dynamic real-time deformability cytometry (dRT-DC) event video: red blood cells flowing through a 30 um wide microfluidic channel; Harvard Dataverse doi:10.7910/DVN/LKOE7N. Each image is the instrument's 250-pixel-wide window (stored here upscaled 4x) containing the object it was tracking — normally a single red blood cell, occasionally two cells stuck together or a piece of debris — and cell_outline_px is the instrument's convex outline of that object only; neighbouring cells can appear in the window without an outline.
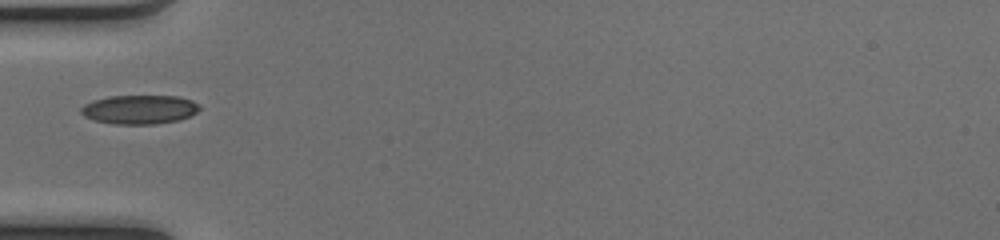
{"species": "common noctule bat (a hibernating species)", "species_latin": "Nyctalus noctula", "temperature_condition": "cold", "stored_images_in_passage": 34, "camera_frame_rate_fps": 3000, "um_per_image_px": 0.085, "animal": {"sex": "female", "body_mass_g": 17.0, "forearm_length_mm": 48.0}, "frame": {"image": 1, "passage_image": 1, "time_ms": 0.0, "image_size_px": [1000, 240], "cell_outline_px": [[200, 108], [196, 112], [180, 120], [156, 124], [112, 124], [96, 120], [84, 116], [80, 112], [80, 108], [84, 104], [92, 100], [108, 96], [180, 96], [192, 100], [200, 104]], "centroid_in_image_um": [11.85, 9.3], "position_along_channel_um": 73.1, "area_um2": 20.17}}
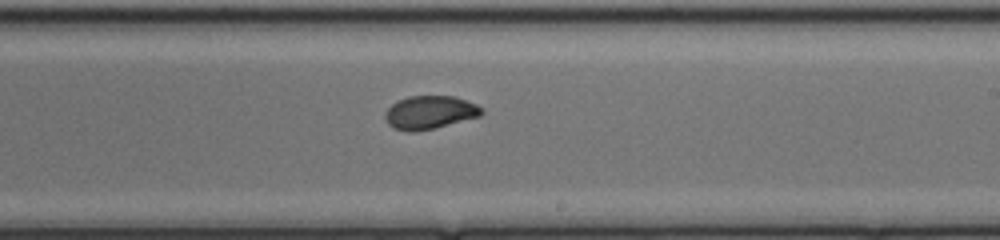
{"frame": {"image": 2, "passage_image": 14, "time_ms": 4.333, "image_size_px": [1000, 240], "cell_outline_px": [[484, 112], [480, 116], [416, 132], [408, 132], [392, 128], [388, 124], [384, 116], [384, 112], [392, 104], [408, 96], [456, 96], [476, 104], [484, 108]], "centroid_in_image_um": [36.52, 9.55], "position_along_channel_um": 252.5, "area_um2": 18.73}}
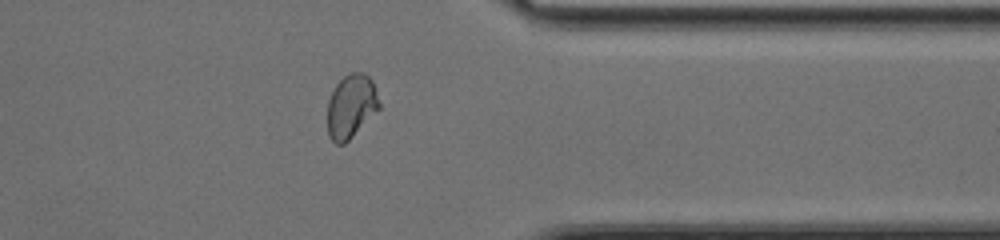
{"frame": {"image": 3, "passage_image": 24, "time_ms": 7.667, "image_size_px": [1000, 240], "cell_outline_px": [[380, 108], [344, 144], [336, 144], [328, 136], [328, 100], [336, 84], [344, 76], [352, 72], [364, 72], [372, 80], [376, 88], [380, 104]], "centroid_in_image_um": [29.85, 9.01], "position_along_channel_um": 381.5, "area_um2": 19.13}}